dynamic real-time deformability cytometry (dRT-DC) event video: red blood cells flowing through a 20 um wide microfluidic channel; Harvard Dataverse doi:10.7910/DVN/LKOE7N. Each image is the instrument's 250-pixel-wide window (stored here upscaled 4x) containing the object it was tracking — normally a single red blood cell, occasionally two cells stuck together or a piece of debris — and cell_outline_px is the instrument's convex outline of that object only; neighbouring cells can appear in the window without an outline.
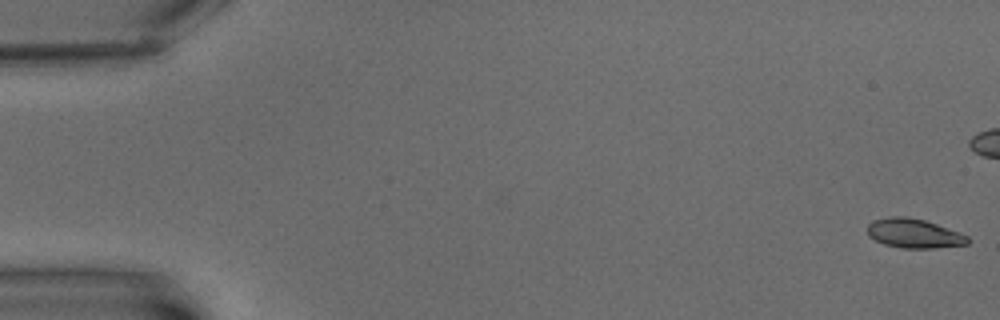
{"species": "common noctule bat (a hibernating species)", "species_latin": "Nyctalus noctula", "temperature_condition": "warm", "stored_images_in_passage": 8, "camera_frame_rate_fps": 3000, "um_per_image_px": 0.085, "animal": {"sex": "male", "body_mass_g": 15.6}, "frame": {"image": 1, "passage_image": 1, "time_ms": 0.0, "image_size_px": [1000, 320], "cell_outline_px": [[968, 244], [932, 248], [904, 248], [884, 244], [868, 236], [868, 224], [872, 220], [888, 216], [908, 216], [924, 220], [960, 232], [968, 236]], "centroid_in_image_um": [77.66, 19.82], "position_along_channel_um": 7.3, "area_um2": 17.11}}
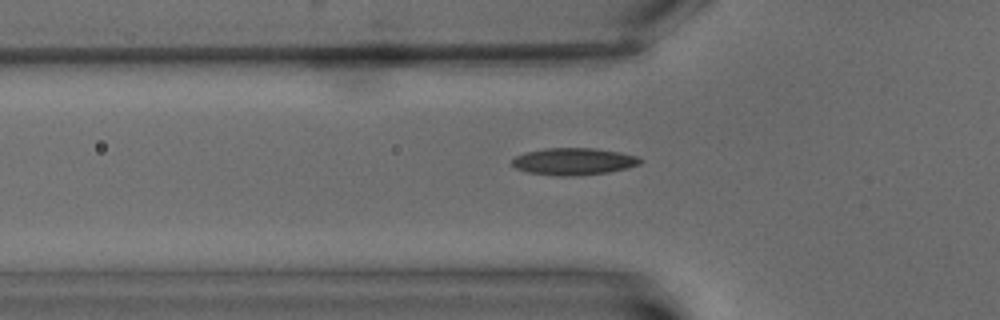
{"frame": {"image": 2, "passage_image": 8, "time_ms": 9.0, "image_size_px": [1000, 320], "cell_outline_px": [[644, 160], [640, 164], [628, 168], [608, 172], [572, 176], [560, 176], [528, 172], [516, 168], [512, 164], [512, 160], [516, 156], [524, 152], [544, 148], [596, 148], [620, 152], [636, 156]], "centroid_in_image_um": [48.78, 13.71], "position_along_channel_um": 77.0, "area_um2": 20.23}}